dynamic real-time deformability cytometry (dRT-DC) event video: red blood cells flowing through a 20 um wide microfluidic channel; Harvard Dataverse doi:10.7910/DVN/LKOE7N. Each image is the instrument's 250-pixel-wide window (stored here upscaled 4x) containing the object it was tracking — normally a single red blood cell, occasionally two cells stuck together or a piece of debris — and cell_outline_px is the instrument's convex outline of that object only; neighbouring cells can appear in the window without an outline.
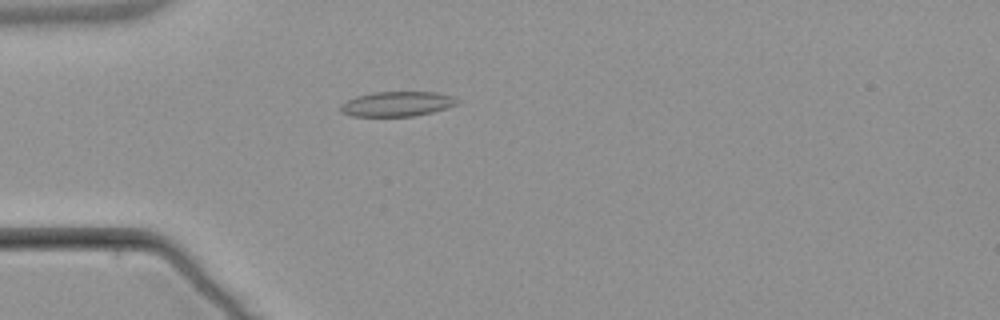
{"species": "common noctule bat (a hibernating species)", "species_latin": "Nyctalus noctula", "temperature_condition": "warm", "stored_images_in_passage": 1, "camera_frame_rate_fps": 3000, "um_per_image_px": 0.085, "animal": {"sex": "male", "body_mass_g": 21.5, "forearm_length_mm": 52.0}, "frame": {"image": 1, "passage_image": 1, "time_ms": 0.0, "image_size_px": [1000, 320], "cell_outline_px": [[460, 104], [432, 112], [416, 116], [352, 116], [340, 112], [340, 104], [356, 96], [372, 92], [436, 92], [452, 96], [460, 100]], "centroid_in_image_um": [33.77, 8.83], "position_along_channel_um": 51.2, "area_um2": 17.05}}